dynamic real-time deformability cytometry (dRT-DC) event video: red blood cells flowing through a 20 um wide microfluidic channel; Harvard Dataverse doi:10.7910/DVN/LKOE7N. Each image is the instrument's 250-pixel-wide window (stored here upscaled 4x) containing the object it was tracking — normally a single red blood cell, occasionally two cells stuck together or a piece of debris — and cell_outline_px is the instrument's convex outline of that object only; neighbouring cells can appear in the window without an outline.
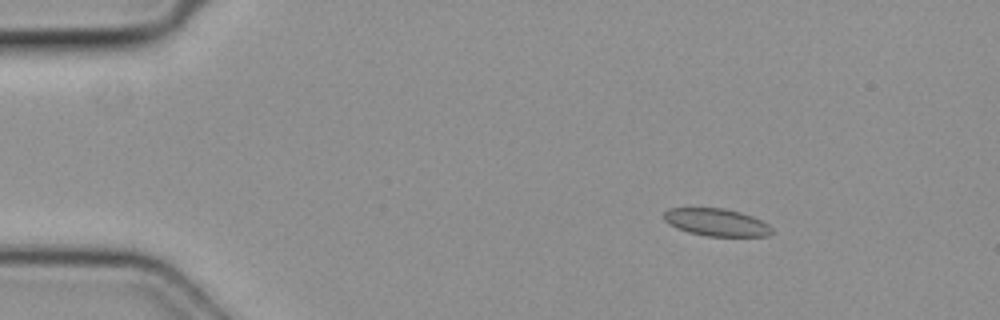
{"species": "common noctule bat (a hibernating species)", "species_latin": "Nyctalus noctula", "temperature_condition": "cold", "stored_images_in_passage": 4, "camera_frame_rate_fps": 3000, "um_per_image_px": 0.085, "animal": {"sex": "female", "body_mass_g": 19.3, "forearm_length_mm": 54.1}, "frame": {"image": 1, "passage_image": 2, "time_ms": 0.333, "image_size_px": [1000, 320], "cell_outline_px": [[772, 232], [768, 236], [708, 236], [688, 232], [676, 228], [668, 224], [664, 220], [664, 212], [668, 208], [724, 208], [740, 212], [752, 216], [768, 224], [772, 228]], "centroid_in_image_um": [60.87, 18.89], "position_along_channel_um": 24.1, "area_um2": 17.28}}
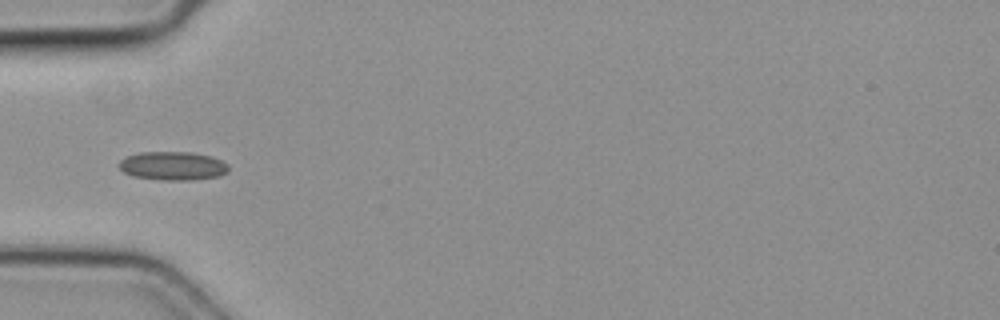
{"frame": {"image": 2, "passage_image": 4, "time_ms": 1.0, "image_size_px": [1000, 320], "cell_outline_px": [[228, 172], [220, 176], [192, 180], [160, 180], [132, 176], [124, 172], [116, 164], [124, 156], [140, 152], [192, 152], [212, 156], [228, 164]], "centroid_in_image_um": [14.66, 14.1], "position_along_channel_um": 70.3, "area_um2": 18.55}}